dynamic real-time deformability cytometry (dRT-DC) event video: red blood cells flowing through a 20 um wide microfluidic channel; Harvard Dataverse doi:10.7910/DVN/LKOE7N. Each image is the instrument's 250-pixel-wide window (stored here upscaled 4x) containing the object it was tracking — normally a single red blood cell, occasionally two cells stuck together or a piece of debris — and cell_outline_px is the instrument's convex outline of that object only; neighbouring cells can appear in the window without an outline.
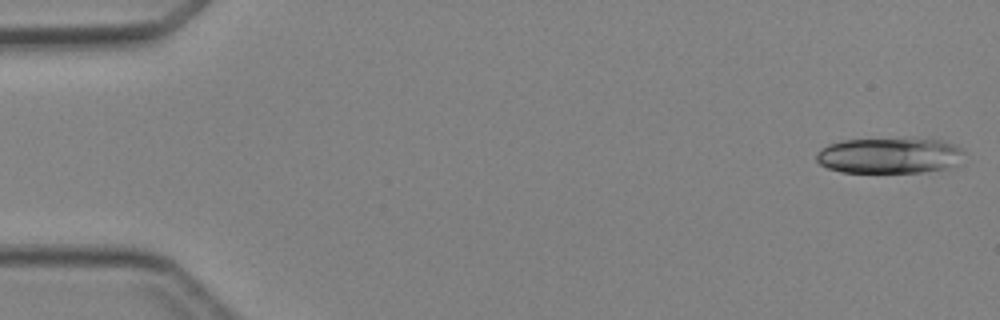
{"species": "Egyptian fruit bat (a non-hibernating species)", "species_latin": "Rousettus aegyptiacus", "temperature_condition": "cold", "stored_images_in_passage": 6, "camera_frame_rate_fps": 3000, "um_per_image_px": 0.085, "animal": {"sex": "female"}, "frame": {"image": 1, "passage_image": 1, "time_ms": 0.0, "image_size_px": [1000, 320], "cell_outline_px": [[964, 164], [948, 168], [920, 172], [840, 172], [828, 168], [820, 164], [816, 160], [816, 156], [820, 148], [828, 144], [840, 140], [940, 140], [952, 144], [960, 148], [964, 152]], "centroid_in_image_um": [75.63, 13.25], "position_along_channel_um": 9.4, "area_um2": 30.63}}